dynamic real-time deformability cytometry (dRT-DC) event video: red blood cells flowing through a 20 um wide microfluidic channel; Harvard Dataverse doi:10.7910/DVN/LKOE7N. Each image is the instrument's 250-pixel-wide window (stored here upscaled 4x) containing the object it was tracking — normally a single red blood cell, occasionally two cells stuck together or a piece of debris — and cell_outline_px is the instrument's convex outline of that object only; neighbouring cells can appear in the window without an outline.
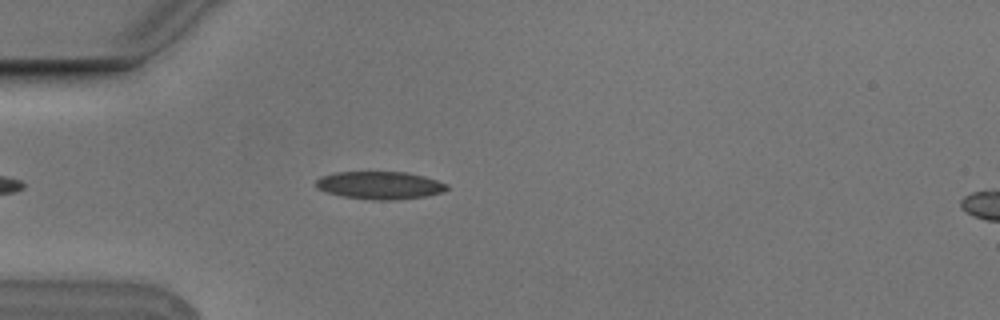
{"species": "Egyptian fruit bat (a non-hibernating species)", "species_latin": "Rousettus aegyptiacus", "temperature_condition": "cold", "stored_images_in_passage": 2, "camera_frame_rate_fps": 3000, "um_per_image_px": 0.085, "animal": {"sex": "male"}, "frame": {"image": 1, "passage_image": 1, "time_ms": 0.0, "image_size_px": [1000, 320], "cell_outline_px": [[448, 188], [444, 192], [428, 196], [396, 200], [372, 200], [344, 196], [328, 192], [316, 188], [316, 180], [320, 176], [336, 172], [408, 172], [424, 176], [448, 184]], "centroid_in_image_um": [32.32, 15.75], "position_along_channel_um": 52.7, "area_um2": 21.27}}